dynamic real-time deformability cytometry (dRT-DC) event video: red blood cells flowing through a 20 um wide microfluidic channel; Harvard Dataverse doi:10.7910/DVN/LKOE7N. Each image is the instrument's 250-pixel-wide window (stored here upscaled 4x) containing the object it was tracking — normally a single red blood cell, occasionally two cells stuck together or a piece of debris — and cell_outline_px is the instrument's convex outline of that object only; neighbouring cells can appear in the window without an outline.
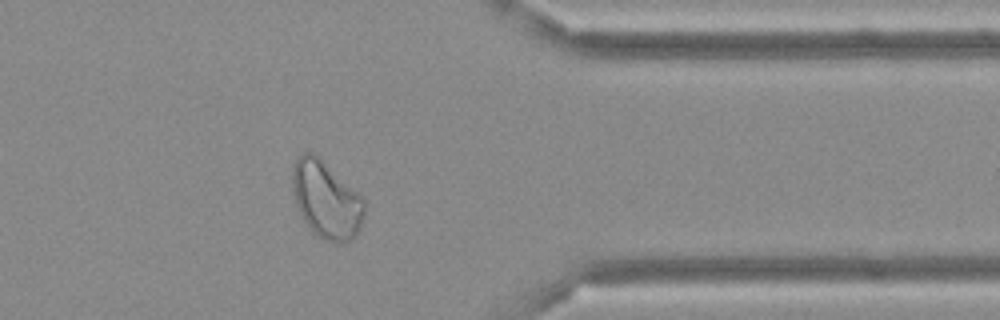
{"species": "Egyptian fruit bat (a non-hibernating species)", "species_latin": "Rousettus aegyptiacus", "temperature_condition": "cold", "stored_images_in_passage": 35, "camera_frame_rate_fps": 3000, "um_per_image_px": 0.085, "frame": {"image": 1, "passage_image": 25, "time_ms": 8.0, "image_size_px": [1000, 320], "cell_outline_px": [[364, 212], [360, 228], [356, 236], [352, 240], [336, 244], [324, 240], [312, 232], [300, 216], [296, 208], [292, 192], [292, 164], [300, 152], [312, 152], [356, 192], [364, 200]], "centroid_in_image_um": [27.67, 17.02], "position_along_channel_um": 383.7, "area_um2": 32.37}}